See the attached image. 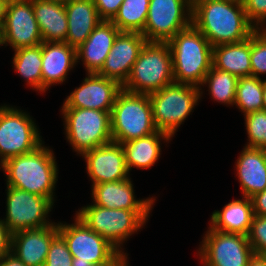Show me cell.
<instances>
[{
    "instance_id": "34",
    "label": "cell",
    "mask_w": 266,
    "mask_h": 266,
    "mask_svg": "<svg viewBox=\"0 0 266 266\" xmlns=\"http://www.w3.org/2000/svg\"><path fill=\"white\" fill-rule=\"evenodd\" d=\"M72 260L66 241L58 234L50 244L44 266H72Z\"/></svg>"
},
{
    "instance_id": "14",
    "label": "cell",
    "mask_w": 266,
    "mask_h": 266,
    "mask_svg": "<svg viewBox=\"0 0 266 266\" xmlns=\"http://www.w3.org/2000/svg\"><path fill=\"white\" fill-rule=\"evenodd\" d=\"M3 29L5 46L9 44L14 50L43 42L32 0H10Z\"/></svg>"
},
{
    "instance_id": "22",
    "label": "cell",
    "mask_w": 266,
    "mask_h": 266,
    "mask_svg": "<svg viewBox=\"0 0 266 266\" xmlns=\"http://www.w3.org/2000/svg\"><path fill=\"white\" fill-rule=\"evenodd\" d=\"M236 161L242 197L251 198L266 189V149L246 147Z\"/></svg>"
},
{
    "instance_id": "38",
    "label": "cell",
    "mask_w": 266,
    "mask_h": 266,
    "mask_svg": "<svg viewBox=\"0 0 266 266\" xmlns=\"http://www.w3.org/2000/svg\"><path fill=\"white\" fill-rule=\"evenodd\" d=\"M12 233L0 219V259L11 252Z\"/></svg>"
},
{
    "instance_id": "31",
    "label": "cell",
    "mask_w": 266,
    "mask_h": 266,
    "mask_svg": "<svg viewBox=\"0 0 266 266\" xmlns=\"http://www.w3.org/2000/svg\"><path fill=\"white\" fill-rule=\"evenodd\" d=\"M238 77L226 71L219 70L213 65L206 74L202 86L208 84L209 93L213 100L227 105H234Z\"/></svg>"
},
{
    "instance_id": "33",
    "label": "cell",
    "mask_w": 266,
    "mask_h": 266,
    "mask_svg": "<svg viewBox=\"0 0 266 266\" xmlns=\"http://www.w3.org/2000/svg\"><path fill=\"white\" fill-rule=\"evenodd\" d=\"M251 76L260 78L266 74V28L256 29L251 34Z\"/></svg>"
},
{
    "instance_id": "29",
    "label": "cell",
    "mask_w": 266,
    "mask_h": 266,
    "mask_svg": "<svg viewBox=\"0 0 266 266\" xmlns=\"http://www.w3.org/2000/svg\"><path fill=\"white\" fill-rule=\"evenodd\" d=\"M150 0H123L111 22L121 32L142 33L147 21Z\"/></svg>"
},
{
    "instance_id": "17",
    "label": "cell",
    "mask_w": 266,
    "mask_h": 266,
    "mask_svg": "<svg viewBox=\"0 0 266 266\" xmlns=\"http://www.w3.org/2000/svg\"><path fill=\"white\" fill-rule=\"evenodd\" d=\"M147 42L141 33L120 32L105 59L102 69L97 73L117 81L121 86L128 80L138 55Z\"/></svg>"
},
{
    "instance_id": "32",
    "label": "cell",
    "mask_w": 266,
    "mask_h": 266,
    "mask_svg": "<svg viewBox=\"0 0 266 266\" xmlns=\"http://www.w3.org/2000/svg\"><path fill=\"white\" fill-rule=\"evenodd\" d=\"M244 116L249 141L246 147L266 149V110H257Z\"/></svg>"
},
{
    "instance_id": "11",
    "label": "cell",
    "mask_w": 266,
    "mask_h": 266,
    "mask_svg": "<svg viewBox=\"0 0 266 266\" xmlns=\"http://www.w3.org/2000/svg\"><path fill=\"white\" fill-rule=\"evenodd\" d=\"M6 218L2 222L13 234L21 230L42 228L49 222V212L54 206V198L38 196L30 192L7 186Z\"/></svg>"
},
{
    "instance_id": "19",
    "label": "cell",
    "mask_w": 266,
    "mask_h": 266,
    "mask_svg": "<svg viewBox=\"0 0 266 266\" xmlns=\"http://www.w3.org/2000/svg\"><path fill=\"white\" fill-rule=\"evenodd\" d=\"M93 204L109 209L152 210L155 198L137 199L131 178L92 185Z\"/></svg>"
},
{
    "instance_id": "8",
    "label": "cell",
    "mask_w": 266,
    "mask_h": 266,
    "mask_svg": "<svg viewBox=\"0 0 266 266\" xmlns=\"http://www.w3.org/2000/svg\"><path fill=\"white\" fill-rule=\"evenodd\" d=\"M67 141L77 154L112 142L110 112L62 108Z\"/></svg>"
},
{
    "instance_id": "1",
    "label": "cell",
    "mask_w": 266,
    "mask_h": 266,
    "mask_svg": "<svg viewBox=\"0 0 266 266\" xmlns=\"http://www.w3.org/2000/svg\"><path fill=\"white\" fill-rule=\"evenodd\" d=\"M192 24L212 47L245 41L256 30L247 19L242 0H212L196 5Z\"/></svg>"
},
{
    "instance_id": "5",
    "label": "cell",
    "mask_w": 266,
    "mask_h": 266,
    "mask_svg": "<svg viewBox=\"0 0 266 266\" xmlns=\"http://www.w3.org/2000/svg\"><path fill=\"white\" fill-rule=\"evenodd\" d=\"M112 140L125 143L157 132L147 94L121 90L110 113Z\"/></svg>"
},
{
    "instance_id": "18",
    "label": "cell",
    "mask_w": 266,
    "mask_h": 266,
    "mask_svg": "<svg viewBox=\"0 0 266 266\" xmlns=\"http://www.w3.org/2000/svg\"><path fill=\"white\" fill-rule=\"evenodd\" d=\"M58 234V223L15 232L11 253L26 266H44L50 244Z\"/></svg>"
},
{
    "instance_id": "43",
    "label": "cell",
    "mask_w": 266,
    "mask_h": 266,
    "mask_svg": "<svg viewBox=\"0 0 266 266\" xmlns=\"http://www.w3.org/2000/svg\"><path fill=\"white\" fill-rule=\"evenodd\" d=\"M10 0H0V23L4 24Z\"/></svg>"
},
{
    "instance_id": "45",
    "label": "cell",
    "mask_w": 266,
    "mask_h": 266,
    "mask_svg": "<svg viewBox=\"0 0 266 266\" xmlns=\"http://www.w3.org/2000/svg\"><path fill=\"white\" fill-rule=\"evenodd\" d=\"M5 45L3 24L0 23V46Z\"/></svg>"
},
{
    "instance_id": "28",
    "label": "cell",
    "mask_w": 266,
    "mask_h": 266,
    "mask_svg": "<svg viewBox=\"0 0 266 266\" xmlns=\"http://www.w3.org/2000/svg\"><path fill=\"white\" fill-rule=\"evenodd\" d=\"M14 51L12 63L15 71L31 88L42 92V43Z\"/></svg>"
},
{
    "instance_id": "36",
    "label": "cell",
    "mask_w": 266,
    "mask_h": 266,
    "mask_svg": "<svg viewBox=\"0 0 266 266\" xmlns=\"http://www.w3.org/2000/svg\"><path fill=\"white\" fill-rule=\"evenodd\" d=\"M248 21L256 29L266 24V0H242Z\"/></svg>"
},
{
    "instance_id": "26",
    "label": "cell",
    "mask_w": 266,
    "mask_h": 266,
    "mask_svg": "<svg viewBox=\"0 0 266 266\" xmlns=\"http://www.w3.org/2000/svg\"><path fill=\"white\" fill-rule=\"evenodd\" d=\"M251 36L239 43L213 47L212 65L239 77L251 76Z\"/></svg>"
},
{
    "instance_id": "41",
    "label": "cell",
    "mask_w": 266,
    "mask_h": 266,
    "mask_svg": "<svg viewBox=\"0 0 266 266\" xmlns=\"http://www.w3.org/2000/svg\"><path fill=\"white\" fill-rule=\"evenodd\" d=\"M0 266H26L11 252L0 259Z\"/></svg>"
},
{
    "instance_id": "39",
    "label": "cell",
    "mask_w": 266,
    "mask_h": 266,
    "mask_svg": "<svg viewBox=\"0 0 266 266\" xmlns=\"http://www.w3.org/2000/svg\"><path fill=\"white\" fill-rule=\"evenodd\" d=\"M253 212L257 216H266V189L251 197Z\"/></svg>"
},
{
    "instance_id": "27",
    "label": "cell",
    "mask_w": 266,
    "mask_h": 266,
    "mask_svg": "<svg viewBox=\"0 0 266 266\" xmlns=\"http://www.w3.org/2000/svg\"><path fill=\"white\" fill-rule=\"evenodd\" d=\"M171 138L170 135L157 131L149 136L122 143L128 171L130 172L132 167L147 169L155 165L161 155L160 140L168 142Z\"/></svg>"
},
{
    "instance_id": "23",
    "label": "cell",
    "mask_w": 266,
    "mask_h": 266,
    "mask_svg": "<svg viewBox=\"0 0 266 266\" xmlns=\"http://www.w3.org/2000/svg\"><path fill=\"white\" fill-rule=\"evenodd\" d=\"M68 31L66 43L78 48L102 21L93 0L64 1Z\"/></svg>"
},
{
    "instance_id": "42",
    "label": "cell",
    "mask_w": 266,
    "mask_h": 266,
    "mask_svg": "<svg viewBox=\"0 0 266 266\" xmlns=\"http://www.w3.org/2000/svg\"><path fill=\"white\" fill-rule=\"evenodd\" d=\"M248 266H266V257L264 254H256L250 258Z\"/></svg>"
},
{
    "instance_id": "4",
    "label": "cell",
    "mask_w": 266,
    "mask_h": 266,
    "mask_svg": "<svg viewBox=\"0 0 266 266\" xmlns=\"http://www.w3.org/2000/svg\"><path fill=\"white\" fill-rule=\"evenodd\" d=\"M172 83L173 65L168 42L147 41L122 89L148 95Z\"/></svg>"
},
{
    "instance_id": "37",
    "label": "cell",
    "mask_w": 266,
    "mask_h": 266,
    "mask_svg": "<svg viewBox=\"0 0 266 266\" xmlns=\"http://www.w3.org/2000/svg\"><path fill=\"white\" fill-rule=\"evenodd\" d=\"M102 20L111 21L117 14L123 0H93Z\"/></svg>"
},
{
    "instance_id": "30",
    "label": "cell",
    "mask_w": 266,
    "mask_h": 266,
    "mask_svg": "<svg viewBox=\"0 0 266 266\" xmlns=\"http://www.w3.org/2000/svg\"><path fill=\"white\" fill-rule=\"evenodd\" d=\"M264 83L265 79L255 76L238 78L234 105L244 115L263 109Z\"/></svg>"
},
{
    "instance_id": "2",
    "label": "cell",
    "mask_w": 266,
    "mask_h": 266,
    "mask_svg": "<svg viewBox=\"0 0 266 266\" xmlns=\"http://www.w3.org/2000/svg\"><path fill=\"white\" fill-rule=\"evenodd\" d=\"M54 153L43 143L35 150L11 157L1 164L6 185L38 196L54 198L58 167Z\"/></svg>"
},
{
    "instance_id": "46",
    "label": "cell",
    "mask_w": 266,
    "mask_h": 266,
    "mask_svg": "<svg viewBox=\"0 0 266 266\" xmlns=\"http://www.w3.org/2000/svg\"><path fill=\"white\" fill-rule=\"evenodd\" d=\"M263 109L266 110V80L264 83V91H263Z\"/></svg>"
},
{
    "instance_id": "13",
    "label": "cell",
    "mask_w": 266,
    "mask_h": 266,
    "mask_svg": "<svg viewBox=\"0 0 266 266\" xmlns=\"http://www.w3.org/2000/svg\"><path fill=\"white\" fill-rule=\"evenodd\" d=\"M191 24L192 9L187 0H150L141 34L147 41L168 42Z\"/></svg>"
},
{
    "instance_id": "6",
    "label": "cell",
    "mask_w": 266,
    "mask_h": 266,
    "mask_svg": "<svg viewBox=\"0 0 266 266\" xmlns=\"http://www.w3.org/2000/svg\"><path fill=\"white\" fill-rule=\"evenodd\" d=\"M150 211L109 209L91 204L77 211L76 217L121 252V245L145 225Z\"/></svg>"
},
{
    "instance_id": "20",
    "label": "cell",
    "mask_w": 266,
    "mask_h": 266,
    "mask_svg": "<svg viewBox=\"0 0 266 266\" xmlns=\"http://www.w3.org/2000/svg\"><path fill=\"white\" fill-rule=\"evenodd\" d=\"M120 32L111 21L102 20L76 48L77 63L82 60L87 73H98Z\"/></svg>"
},
{
    "instance_id": "35",
    "label": "cell",
    "mask_w": 266,
    "mask_h": 266,
    "mask_svg": "<svg viewBox=\"0 0 266 266\" xmlns=\"http://www.w3.org/2000/svg\"><path fill=\"white\" fill-rule=\"evenodd\" d=\"M247 238L254 253H266V216H253Z\"/></svg>"
},
{
    "instance_id": "25",
    "label": "cell",
    "mask_w": 266,
    "mask_h": 266,
    "mask_svg": "<svg viewBox=\"0 0 266 266\" xmlns=\"http://www.w3.org/2000/svg\"><path fill=\"white\" fill-rule=\"evenodd\" d=\"M233 200L222 211L215 210L211 215L212 229L247 236L254 216L251 198Z\"/></svg>"
},
{
    "instance_id": "21",
    "label": "cell",
    "mask_w": 266,
    "mask_h": 266,
    "mask_svg": "<svg viewBox=\"0 0 266 266\" xmlns=\"http://www.w3.org/2000/svg\"><path fill=\"white\" fill-rule=\"evenodd\" d=\"M76 64V48L66 42H42V93L63 83Z\"/></svg>"
},
{
    "instance_id": "44",
    "label": "cell",
    "mask_w": 266,
    "mask_h": 266,
    "mask_svg": "<svg viewBox=\"0 0 266 266\" xmlns=\"http://www.w3.org/2000/svg\"><path fill=\"white\" fill-rule=\"evenodd\" d=\"M188 3H189V6L191 7V9H193L196 5H199L203 2H206V1H212V0H187Z\"/></svg>"
},
{
    "instance_id": "24",
    "label": "cell",
    "mask_w": 266,
    "mask_h": 266,
    "mask_svg": "<svg viewBox=\"0 0 266 266\" xmlns=\"http://www.w3.org/2000/svg\"><path fill=\"white\" fill-rule=\"evenodd\" d=\"M43 42H66L68 23L64 1L32 0Z\"/></svg>"
},
{
    "instance_id": "9",
    "label": "cell",
    "mask_w": 266,
    "mask_h": 266,
    "mask_svg": "<svg viewBox=\"0 0 266 266\" xmlns=\"http://www.w3.org/2000/svg\"><path fill=\"white\" fill-rule=\"evenodd\" d=\"M32 117L23 110L0 106V165L7 159L35 150L42 142Z\"/></svg>"
},
{
    "instance_id": "7",
    "label": "cell",
    "mask_w": 266,
    "mask_h": 266,
    "mask_svg": "<svg viewBox=\"0 0 266 266\" xmlns=\"http://www.w3.org/2000/svg\"><path fill=\"white\" fill-rule=\"evenodd\" d=\"M201 90V87L194 85L172 83L148 94L157 130L173 137L195 105H198L203 94Z\"/></svg>"
},
{
    "instance_id": "10",
    "label": "cell",
    "mask_w": 266,
    "mask_h": 266,
    "mask_svg": "<svg viewBox=\"0 0 266 266\" xmlns=\"http://www.w3.org/2000/svg\"><path fill=\"white\" fill-rule=\"evenodd\" d=\"M58 232L67 243L72 266H92L109 262L119 250L107 239L88 228L78 217L75 223H58Z\"/></svg>"
},
{
    "instance_id": "3",
    "label": "cell",
    "mask_w": 266,
    "mask_h": 266,
    "mask_svg": "<svg viewBox=\"0 0 266 266\" xmlns=\"http://www.w3.org/2000/svg\"><path fill=\"white\" fill-rule=\"evenodd\" d=\"M172 56L174 83L200 88L212 67L213 47L191 24L168 41Z\"/></svg>"
},
{
    "instance_id": "15",
    "label": "cell",
    "mask_w": 266,
    "mask_h": 266,
    "mask_svg": "<svg viewBox=\"0 0 266 266\" xmlns=\"http://www.w3.org/2000/svg\"><path fill=\"white\" fill-rule=\"evenodd\" d=\"M121 90L122 86L117 81L97 73H87L80 87L67 96L62 108H88L111 113Z\"/></svg>"
},
{
    "instance_id": "40",
    "label": "cell",
    "mask_w": 266,
    "mask_h": 266,
    "mask_svg": "<svg viewBox=\"0 0 266 266\" xmlns=\"http://www.w3.org/2000/svg\"><path fill=\"white\" fill-rule=\"evenodd\" d=\"M127 253L119 251L109 262L92 266H128Z\"/></svg>"
},
{
    "instance_id": "16",
    "label": "cell",
    "mask_w": 266,
    "mask_h": 266,
    "mask_svg": "<svg viewBox=\"0 0 266 266\" xmlns=\"http://www.w3.org/2000/svg\"><path fill=\"white\" fill-rule=\"evenodd\" d=\"M92 185L130 178L122 144L110 142L81 155Z\"/></svg>"
},
{
    "instance_id": "12",
    "label": "cell",
    "mask_w": 266,
    "mask_h": 266,
    "mask_svg": "<svg viewBox=\"0 0 266 266\" xmlns=\"http://www.w3.org/2000/svg\"><path fill=\"white\" fill-rule=\"evenodd\" d=\"M201 245L198 253L204 266H248L254 254L247 236L210 226Z\"/></svg>"
}]
</instances>
